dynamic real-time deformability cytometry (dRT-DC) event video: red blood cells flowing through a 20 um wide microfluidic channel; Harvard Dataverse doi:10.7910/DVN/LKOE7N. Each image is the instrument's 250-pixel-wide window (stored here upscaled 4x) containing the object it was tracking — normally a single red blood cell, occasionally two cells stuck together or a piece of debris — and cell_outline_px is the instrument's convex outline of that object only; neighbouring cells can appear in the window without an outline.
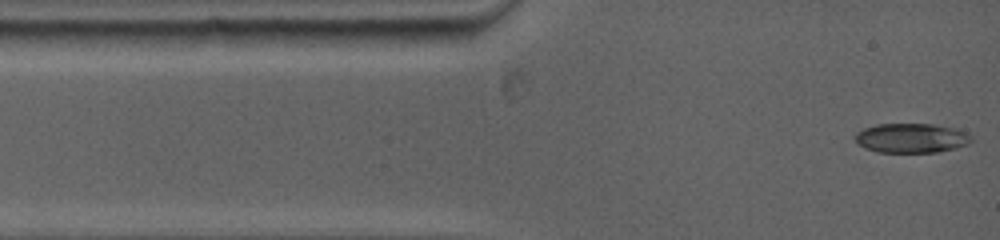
{"species": "common noctule bat (a hibernating species)", "species_latin": "Nyctalus noctula", "temperature_condition": "warm", "stored_images_in_passage": 26, "camera_frame_rate_fps": 5000, "um_per_image_px": 0.085, "animal": {"sex": "female", "body_mass_g": 19.0, "forearm_length_mm": 53.3}, "frame": {"image": 1, "passage_image": 1, "time_ms": 0.0, "image_size_px": [1000, 240], "cell_outline_px": [[972, 140], [968, 144], [956, 148], [936, 152], [876, 152], [864, 148], [852, 136], [856, 132], [864, 128], [876, 124], [936, 124], [952, 128], [964, 132], [972, 136]], "centroid_in_image_um": [77.43, 11.73], "position_along_channel_um": 7.6, "area_um2": 20.0}}
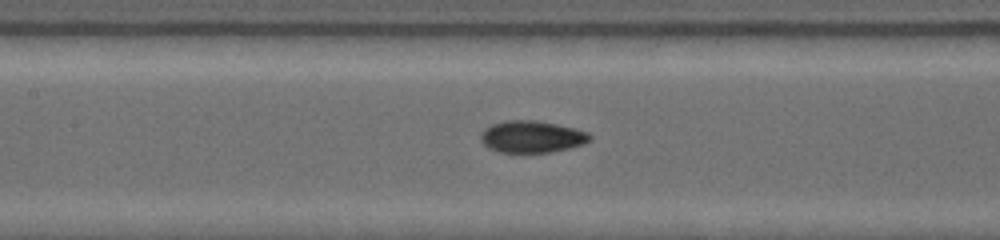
{"frame": {"image": 2, "passage_image": 15, "time_ms": 5.0, "image_size_px": [1000, 240], "cell_outline_px": [[592, 140], [584, 144], [552, 152], [500, 152], [488, 148], [480, 140], [480, 136], [484, 128], [492, 124], [504, 120], [536, 120], [556, 124], [588, 132], [592, 136]], "centroid_in_image_um": [45.19, 11.62], "position_along_channel_um": 162.2, "area_um2": 20.35}}
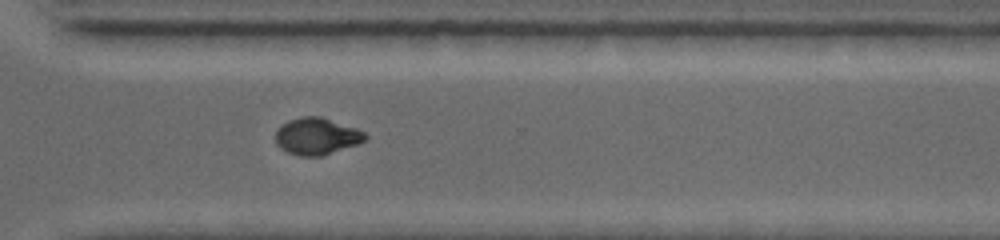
{"frame": {"image": 3, "passage_image": 26, "time_ms": 9.6, "image_size_px": [1000, 240], "cell_outline_px": [[368, 140], [360, 144], [320, 156], [300, 156], [288, 152], [280, 148], [276, 144], [276, 128], [280, 124], [288, 120], [300, 116], [320, 116], [356, 128], [364, 132], [368, 136]], "centroid_in_image_um": [26.92, 11.57], "position_along_channel_um": 343.7, "area_um2": 19.54}}